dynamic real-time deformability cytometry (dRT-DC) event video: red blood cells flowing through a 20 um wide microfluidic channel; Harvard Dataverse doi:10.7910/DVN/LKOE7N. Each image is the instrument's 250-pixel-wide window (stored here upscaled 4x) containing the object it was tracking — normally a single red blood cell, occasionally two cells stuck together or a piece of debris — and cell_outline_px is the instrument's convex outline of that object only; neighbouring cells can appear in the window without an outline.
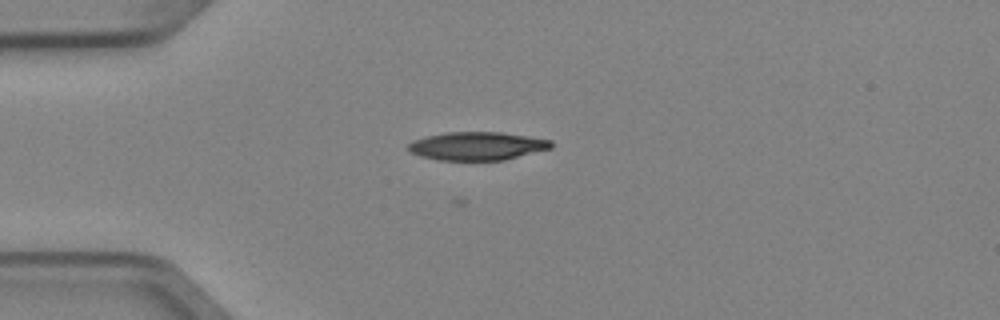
{"species": "Egyptian fruit bat (a non-hibernating species)", "species_latin": "Rousettus aegyptiacus", "temperature_condition": "cold", "stored_images_in_passage": 7, "camera_frame_rate_fps": 3000, "um_per_image_px": 0.085, "animal": {"sex": "female"}, "frame": {"image": 1, "passage_image": 5, "time_ms": 1.333, "image_size_px": [1000, 320], "cell_outline_px": [[552, 148], [504, 160], [440, 160], [420, 156], [412, 152], [408, 148], [408, 144], [412, 140], [444, 132], [500, 132], [552, 140]], "centroid_in_image_um": [40.56, 12.41], "position_along_channel_um": 44.4, "area_um2": 23.41}}
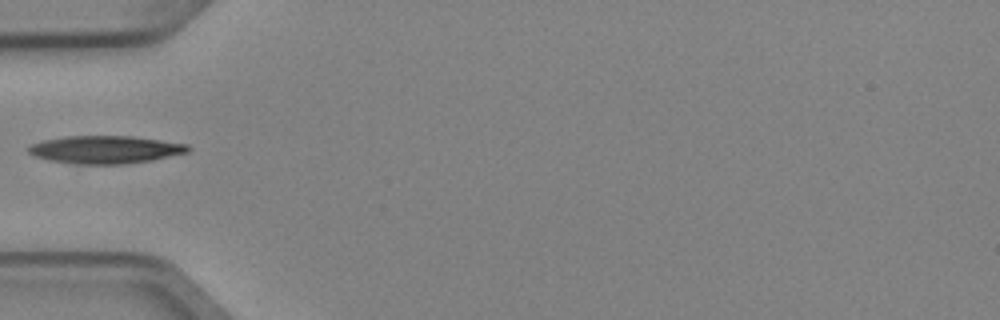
{"frame": {"image": 2, "passage_image": 6, "time_ms": 1.667, "image_size_px": [1000, 320], "cell_outline_px": [[192, 148], [188, 152], [152, 160], [124, 164], [72, 164], [48, 160], [36, 156], [28, 152], [28, 144], [44, 140], [68, 136], [132, 136], [188, 144]], "centroid_in_image_um": [8.94, 12.72], "position_along_channel_um": 76.1, "area_um2": 25.89}}
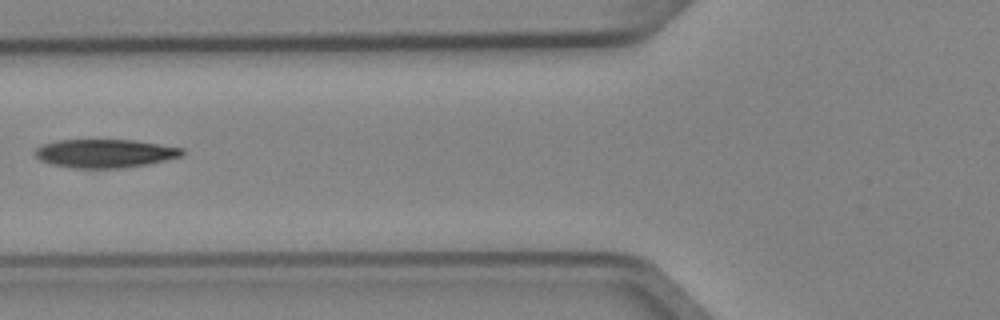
{"frame": {"image": 3, "passage_image": 7, "time_ms": 2.0, "image_size_px": [1000, 320], "cell_outline_px": [[184, 156], [148, 164], [116, 168], [72, 168], [52, 164], [40, 160], [32, 152], [40, 144], [56, 140], [132, 140], [160, 144], [184, 148]], "centroid_in_image_um": [8.9, 13.03], "position_along_channel_um": 116.9, "area_um2": 24.57}}